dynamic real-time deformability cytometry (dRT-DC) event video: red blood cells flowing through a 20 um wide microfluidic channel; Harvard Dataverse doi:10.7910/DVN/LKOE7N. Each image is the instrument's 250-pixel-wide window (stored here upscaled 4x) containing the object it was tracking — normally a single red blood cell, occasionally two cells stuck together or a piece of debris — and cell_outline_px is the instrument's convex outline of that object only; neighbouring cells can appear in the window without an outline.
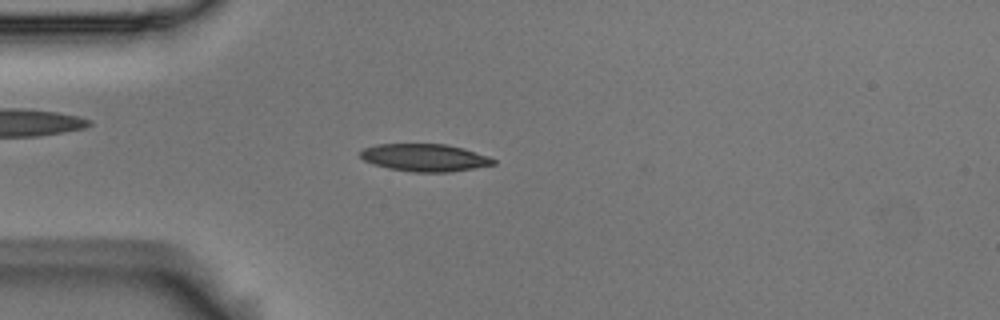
{"species": "Egyptian fruit bat (a non-hibernating species)", "species_latin": "Rousettus aegyptiacus", "temperature_condition": "room temperature", "stored_images_in_passage": 54, "camera_frame_rate_fps": 3000, "um_per_image_px": 0.085, "animal": {"sex": "male"}, "frame": {"image": 1, "passage_image": 14, "time_ms": 4.333, "image_size_px": [1000, 320], "cell_outline_px": [[496, 164], [448, 172], [412, 172], [388, 168], [372, 164], [364, 160], [360, 156], [360, 152], [364, 148], [376, 144], [444, 144], [464, 148], [488, 156], [496, 160]], "centroid_in_image_um": [36.09, 13.39], "position_along_channel_um": 48.9, "area_um2": 21.27}}
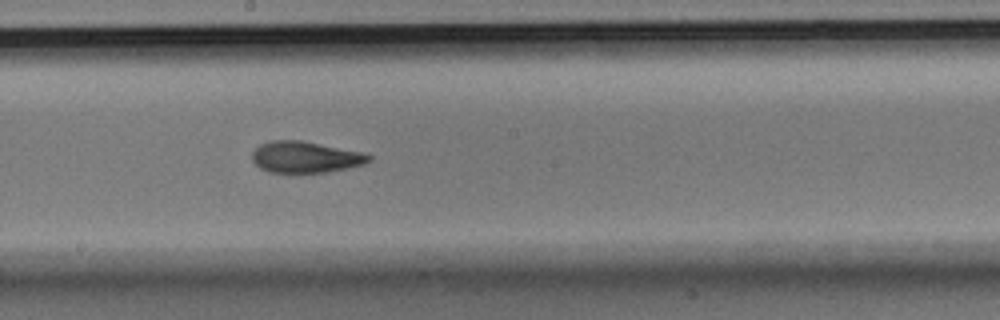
{"frame": {"image": 2, "passage_image": 29, "time_ms": 9.333, "image_size_px": [1000, 320], "cell_outline_px": [[372, 160], [364, 164], [324, 172], [268, 172], [260, 168], [252, 160], [252, 152], [260, 144], [268, 140], [300, 140], [360, 152], [372, 156]], "centroid_in_image_um": [25.91, 13.34], "position_along_channel_um": 222.3, "area_um2": 21.04}}
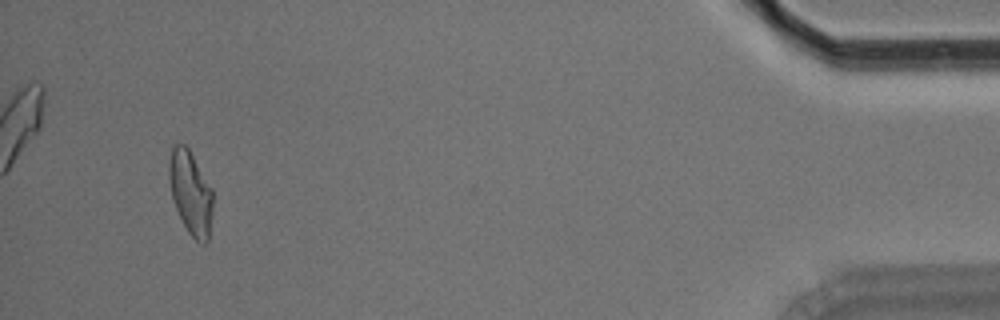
{"frame": {"image": 3, "passage_image": 51, "time_ms": 16.667, "image_size_px": [1000, 320], "cell_outline_px": [[212, 212], [208, 240], [204, 244], [200, 244], [188, 232], [172, 200], [168, 176], [168, 160], [172, 144], [184, 144], [188, 148], [212, 188]], "centroid_in_image_um": [16.18, 16.36], "position_along_channel_um": 419.0, "area_um2": 21.39}, "authors_computed_cell_mechanics": {"area_um2": 21.3282, "velocity_mm_per_s": 3.6897, "shape_relaxation_time_tau1_ms": 5.0879, "shape_relaxation_time_tau2_ms": 2.3564, "deformation_change_tau1": 0.1765, "deformation_change_tau2": 0.0946}}